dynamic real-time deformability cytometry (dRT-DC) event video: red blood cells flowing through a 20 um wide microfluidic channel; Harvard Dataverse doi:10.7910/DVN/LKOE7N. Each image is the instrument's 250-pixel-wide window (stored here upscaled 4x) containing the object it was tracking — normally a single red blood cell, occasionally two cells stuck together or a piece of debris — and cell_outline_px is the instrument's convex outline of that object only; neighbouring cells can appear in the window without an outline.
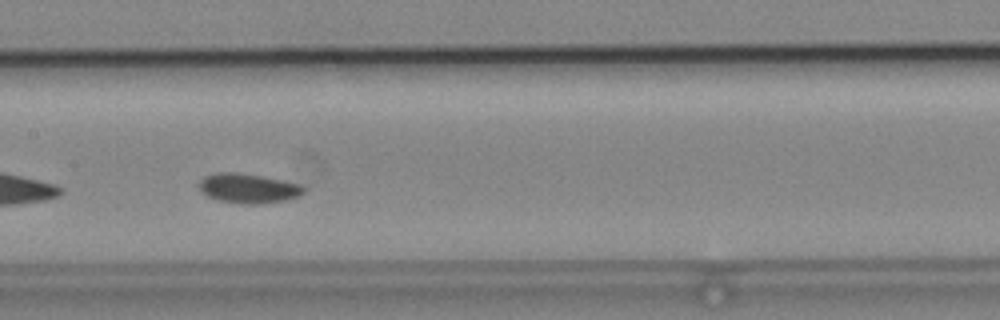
{"species": "common noctule bat (a hibernating species)", "species_latin": "Nyctalus noctula", "temperature_condition": "cold", "stored_images_in_passage": 39, "camera_frame_rate_fps": 3000, "um_per_image_px": 0.085, "animal": {"sex": "male", "body_mass_g": 19.2, "forearm_length_mm": 51.8}, "frame": {"image": 1, "passage_image": 12, "time_ms": 3.667, "image_size_px": [1000, 320], "cell_outline_px": [[304, 192], [300, 196], [288, 200], [260, 204], [244, 204], [220, 200], [208, 196], [200, 192], [200, 180], [204, 176], [216, 172], [232, 172], [260, 176], [280, 180], [296, 184], [304, 188]], "centroid_in_image_um": [21.08, 16.02], "position_along_channel_um": 186.3, "area_um2": 17.8}}
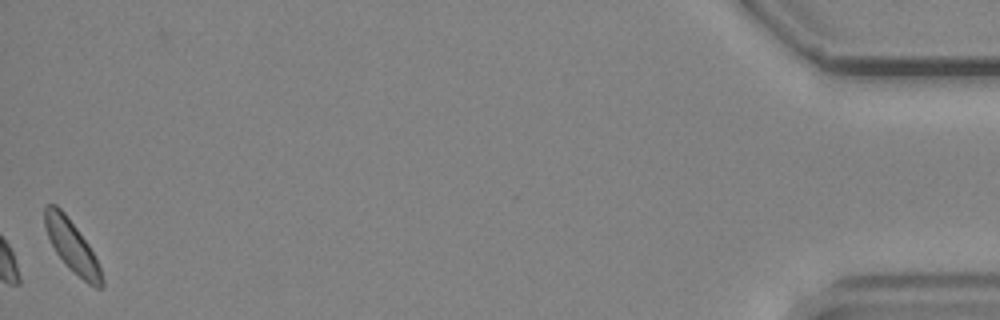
{"frame": {"image": 2, "passage_image": 39, "time_ms": 12.667, "image_size_px": [1000, 320], "cell_outline_px": [[104, 284], [100, 288], [96, 288], [88, 284], [68, 268], [56, 252], [48, 236], [44, 224], [44, 208], [48, 204], [56, 204], [64, 212], [88, 244], [100, 268], [104, 280]], "centroid_in_image_um": [6.11, 20.94], "position_along_channel_um": 429.1, "area_um2": 16.88}}